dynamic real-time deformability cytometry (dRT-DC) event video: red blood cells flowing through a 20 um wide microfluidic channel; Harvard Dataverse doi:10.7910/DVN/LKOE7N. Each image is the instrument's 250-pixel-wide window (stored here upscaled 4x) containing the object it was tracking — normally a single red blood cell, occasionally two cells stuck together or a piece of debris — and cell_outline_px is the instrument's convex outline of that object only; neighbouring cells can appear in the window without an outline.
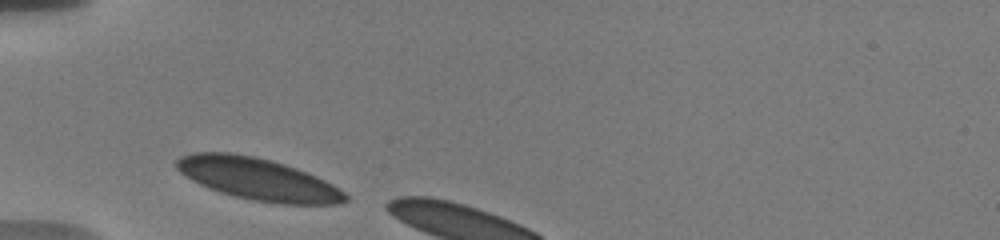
{"species": "human", "species_latin": "Homo sapiens", "temperature_condition": "warm", "stored_images_in_passage": 4, "camera_frame_rate_fps": 3000, "um_per_image_px": 0.085, "donor": {"sex": "male"}, "frame": {"image": 1, "passage_image": 1, "time_ms": 0.0, "image_size_px": [1000, 240], "cell_outline_px": [[348, 200], [336, 204], [280, 204], [252, 200], [220, 192], [208, 188], [192, 180], [180, 172], [176, 168], [176, 160], [180, 156], [192, 152], [232, 152], [256, 156], [272, 160], [296, 168], [316, 176], [332, 184], [344, 192], [348, 196]], "centroid_in_image_um": [21.9, 15.21], "position_along_channel_um": 63.1, "area_um2": 41.33}}